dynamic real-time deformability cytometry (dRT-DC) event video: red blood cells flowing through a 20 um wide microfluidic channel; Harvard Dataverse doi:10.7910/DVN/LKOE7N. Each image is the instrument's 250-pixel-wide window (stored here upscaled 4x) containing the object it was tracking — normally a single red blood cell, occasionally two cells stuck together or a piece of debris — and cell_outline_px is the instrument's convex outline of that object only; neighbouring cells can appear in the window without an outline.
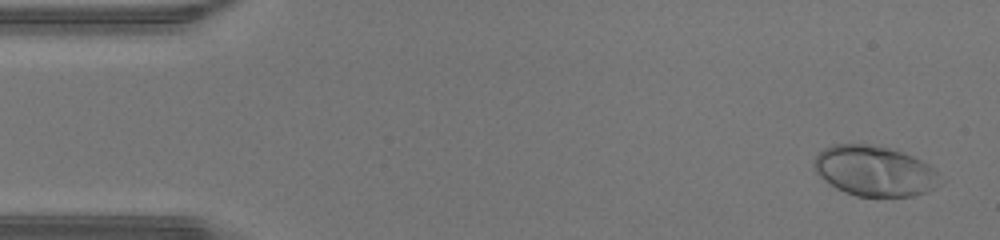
{"species": "human", "species_latin": "Homo sapiens", "temperature_condition": "warm", "stored_images_in_passage": 40, "camera_frame_rate_fps": 3000, "um_per_image_px": 0.085, "donor": {"sex": "male"}, "frame": {"image": 1, "passage_image": 2, "time_ms": 0.333, "image_size_px": [1000, 240], "cell_outline_px": [[936, 188], [928, 192], [912, 196], [856, 196], [844, 192], [836, 188], [824, 180], [816, 172], [812, 164], [812, 160], [824, 148], [832, 144], [868, 144], [888, 148], [912, 156], [928, 164], [936, 172]], "centroid_in_image_um": [74.27, 14.53], "position_along_channel_um": 10.7, "area_um2": 36.59}}
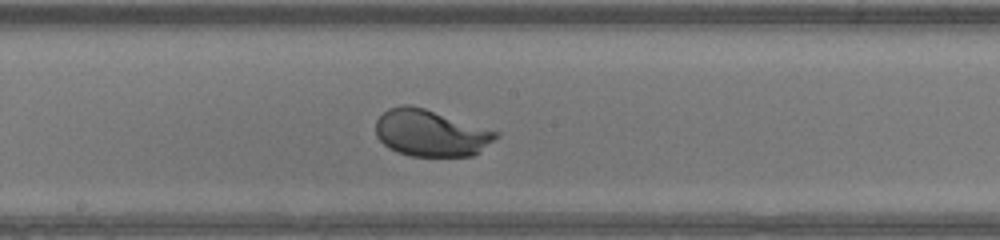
{"frame": {"image": 2, "passage_image": 24, "time_ms": 7.667, "image_size_px": [1000, 240], "cell_outline_px": [[500, 136], [480, 152], [472, 156], [408, 156], [396, 152], [388, 148], [376, 136], [376, 120], [388, 108], [400, 104], [408, 104], [424, 108], [500, 132]], "centroid_in_image_um": [36.61, 11.31], "position_along_channel_um": 211.6, "area_um2": 32.95}}
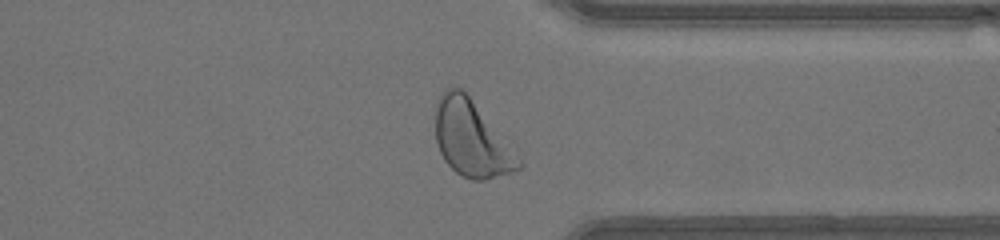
{"frame": {"image": 3, "passage_image": 35, "time_ms": 11.333, "image_size_px": [1000, 240], "cell_outline_px": [[524, 164], [520, 168], [512, 172], [484, 180], [472, 180], [456, 172], [444, 160], [440, 152], [436, 140], [436, 100], [440, 92], [444, 88], [452, 84], [460, 88], [468, 96]], "centroid_in_image_um": [40.01, 11.78], "position_along_channel_um": 371.4, "area_um2": 36.07}, "authors_computed_cell_mechanics": {"area_um2": 33.1772, "velocity_mm_per_s": 4.459, "shape_relaxation_time_tau1_ms": 1.7342, "shape_relaxation_time_tau2_ms": null, "deformation_change_tau1": 0.1628, "deformation_change_tau2": null}}